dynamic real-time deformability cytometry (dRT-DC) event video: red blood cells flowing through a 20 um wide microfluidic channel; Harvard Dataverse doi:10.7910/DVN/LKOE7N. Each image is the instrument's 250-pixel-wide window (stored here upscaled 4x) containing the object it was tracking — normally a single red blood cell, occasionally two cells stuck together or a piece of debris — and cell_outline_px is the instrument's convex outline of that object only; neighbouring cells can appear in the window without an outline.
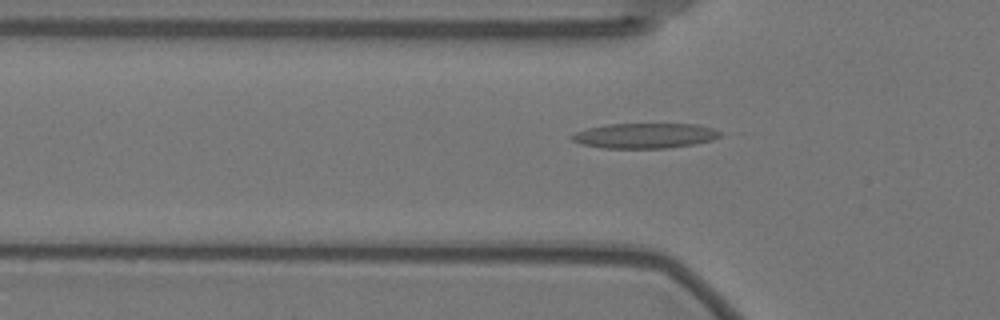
{"species": "Egyptian fruit bat (a non-hibernating species)", "species_latin": "Rousettus aegyptiacus", "temperature_condition": "warm", "stored_images_in_passage": 57, "camera_frame_rate_fps": 3000, "um_per_image_px": 0.085, "animal": {"sex": "female"}, "frame": {"image": 1, "passage_image": 18, "time_ms": 5.667, "image_size_px": [1000, 320], "cell_outline_px": [[720, 136], [712, 140], [692, 144], [664, 148], [604, 148], [584, 144], [572, 140], [568, 136], [576, 132], [588, 128], [608, 124], [696, 124], [712, 128], [720, 132]], "centroid_in_image_um": [54.79, 11.53], "position_along_channel_um": 71.0, "area_um2": 21.44}}
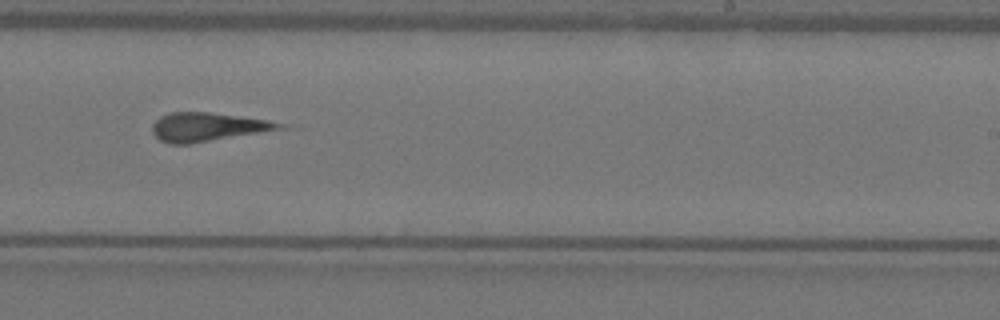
{"frame": {"image": 2, "passage_image": 35, "time_ms": 11.333, "image_size_px": [1000, 320], "cell_outline_px": [[292, 124], [288, 128], [192, 144], [168, 144], [160, 140], [152, 132], [152, 124], [160, 116], [172, 112], [212, 112], [268, 120]], "centroid_in_image_um": [17.73, 10.8], "position_along_channel_um": 271.3, "area_um2": 21.73}}
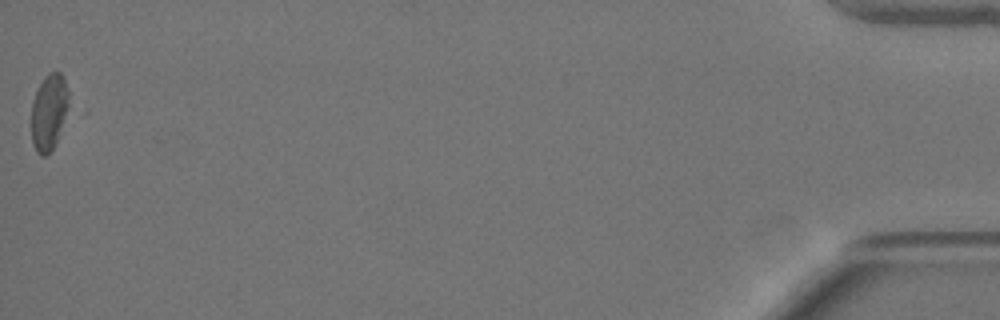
{"frame": {"image": 3, "passage_image": 57, "time_ms": 18.667, "image_size_px": [1000, 320], "cell_outline_px": [[68, 104], [56, 140], [52, 148], [44, 156], [40, 156], [36, 152], [32, 144], [32, 100], [44, 76], [48, 72], [60, 72], [64, 80], [68, 92]], "centroid_in_image_um": [4.12, 9.5], "position_along_channel_um": 431.1, "area_um2": 16.07}, "authors_computed_cell_mechanics": {"area_um2": 20.8658, "velocity_mm_per_s": 3.5364, "shape_relaxation_time_tau1_ms": 9.5125, "shape_relaxation_time_tau2_ms": 4.1359, "deformation_change_tau1": 0.1874, "deformation_change_tau2": 0.1922}}